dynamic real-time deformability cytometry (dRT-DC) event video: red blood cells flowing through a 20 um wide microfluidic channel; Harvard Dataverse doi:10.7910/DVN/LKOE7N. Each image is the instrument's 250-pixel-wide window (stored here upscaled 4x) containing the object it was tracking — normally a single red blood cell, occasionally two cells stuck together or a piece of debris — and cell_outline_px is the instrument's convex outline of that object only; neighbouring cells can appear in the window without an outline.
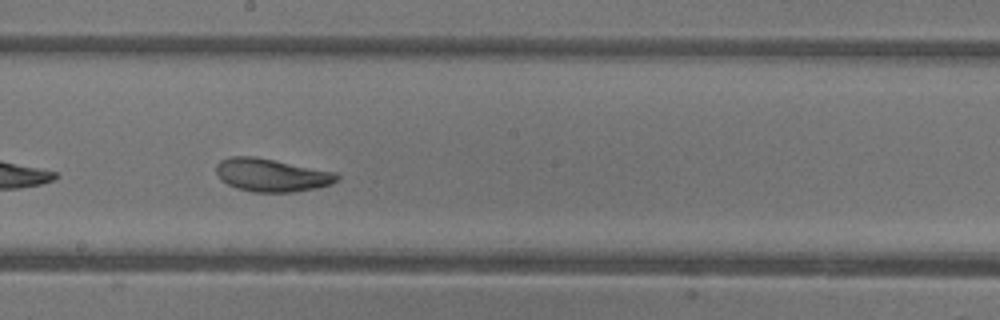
{"species": "common noctule bat (a hibernating species)", "species_latin": "Nyctalus noctula", "temperature_condition": "warm", "stored_images_in_passage": 26, "camera_frame_rate_fps": 3000, "um_per_image_px": 0.085, "animal": {"sex": "female"}, "frame": {"image": 1, "passage_image": 12, "time_ms": 3.667, "image_size_px": [1000, 320], "cell_outline_px": [[340, 176], [332, 184], [316, 188], [292, 192], [252, 192], [236, 188], [220, 180], [216, 172], [216, 164], [220, 160], [228, 156], [252, 156], [336, 172]], "centroid_in_image_um": [23.05, 14.88], "position_along_channel_um": 225.2, "area_um2": 23.24}}
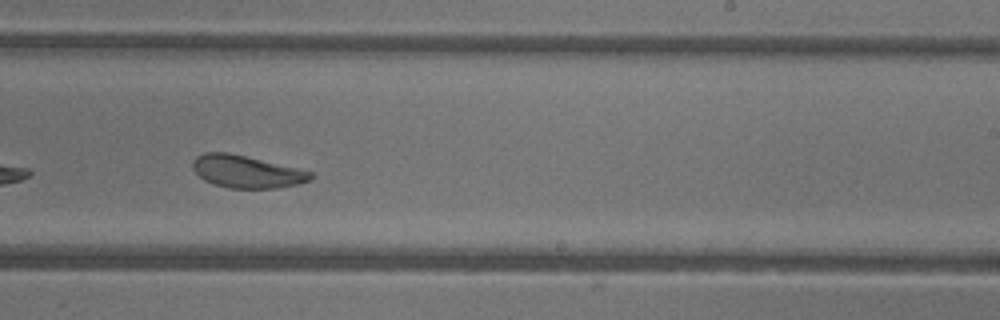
{"frame": {"image": 2, "passage_image": 15, "time_ms": 4.667, "image_size_px": [1000, 320], "cell_outline_px": [[312, 180], [296, 184], [276, 188], [228, 188], [212, 184], [204, 180], [192, 168], [192, 160], [196, 156], [204, 152], [228, 152], [296, 168], [312, 172]], "centroid_in_image_um": [20.91, 14.59], "position_along_channel_um": 268.1, "area_um2": 22.14}, "authors_computed_cell_mechanics": {"area_um2": 22.9177, "velocity_mm_per_s": 4.3124, "shape_relaxation_time_tau1_ms": 4.1802, "shape_relaxation_time_tau2_ms": 1.1972, "deformation_change_tau1": 0.1555, "deformation_change_tau2": 0.0638}}